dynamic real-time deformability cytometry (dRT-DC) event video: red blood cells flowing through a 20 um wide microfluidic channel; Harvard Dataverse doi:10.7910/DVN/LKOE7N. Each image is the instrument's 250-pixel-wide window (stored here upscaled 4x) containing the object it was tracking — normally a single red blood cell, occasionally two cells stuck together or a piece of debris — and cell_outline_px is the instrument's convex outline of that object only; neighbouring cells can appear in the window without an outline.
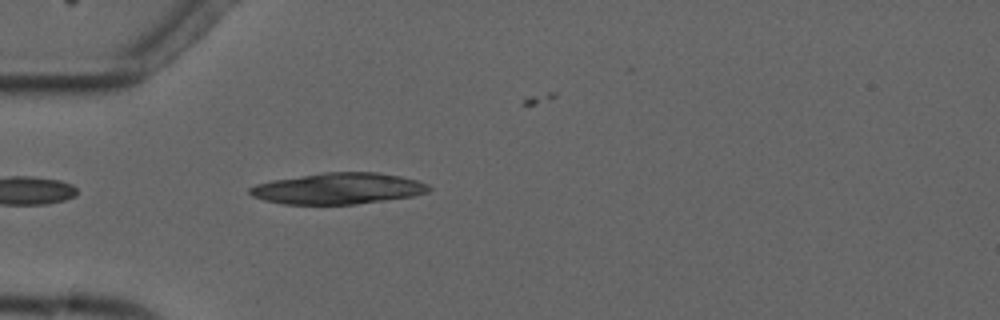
{"species": "common noctule bat (a hibernating species)", "species_latin": "Nyctalus noctula", "temperature_condition": "cold", "stored_images_in_passage": 3, "camera_frame_rate_fps": 3000, "um_per_image_px": 0.085, "animal": {"sex": "male", "forearm_length_mm": 52.5}, "frame": {"image": 1, "passage_image": 3, "time_ms": 3.0, "image_size_px": [1000, 320], "cell_outline_px": [[432, 188], [428, 192], [412, 196], [356, 204], [284, 204], [264, 200], [252, 196], [248, 192], [248, 188], [256, 184], [272, 180], [324, 172], [380, 172], [400, 176], [416, 180], [428, 184]], "centroid_in_image_um": [28.74, 16.02], "position_along_channel_um": 56.3, "area_um2": 32.54}}